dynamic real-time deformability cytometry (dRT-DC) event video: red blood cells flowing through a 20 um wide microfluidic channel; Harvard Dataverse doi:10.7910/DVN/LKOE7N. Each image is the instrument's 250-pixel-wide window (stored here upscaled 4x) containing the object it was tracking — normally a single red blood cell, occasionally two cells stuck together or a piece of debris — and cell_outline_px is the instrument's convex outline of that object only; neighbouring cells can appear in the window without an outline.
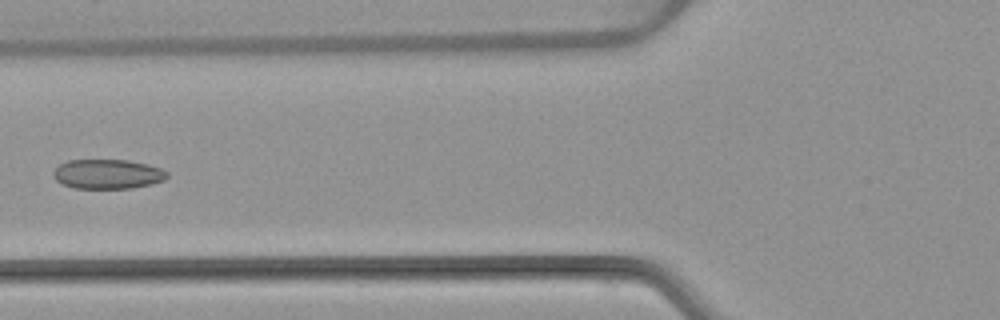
{"species": "common noctule bat (a hibernating species)", "species_latin": "Nyctalus noctula", "temperature_condition": "warm", "stored_images_in_passage": 6, "camera_frame_rate_fps": 3000, "um_per_image_px": 0.085, "animal": {"sex": "female", "body_mass_g": 22.7, "forearm_length_mm": 54.2}, "frame": {"image": 1, "passage_image": 6, "time_ms": 6.0, "image_size_px": [1000, 320], "cell_outline_px": [[168, 176], [164, 180], [152, 184], [132, 188], [76, 188], [64, 184], [56, 180], [52, 176], [52, 172], [60, 164], [68, 160], [128, 160], [148, 164], [160, 168], [168, 172]], "centroid_in_image_um": [9.16, 14.79], "position_along_channel_um": 116.6, "area_um2": 19.59}}